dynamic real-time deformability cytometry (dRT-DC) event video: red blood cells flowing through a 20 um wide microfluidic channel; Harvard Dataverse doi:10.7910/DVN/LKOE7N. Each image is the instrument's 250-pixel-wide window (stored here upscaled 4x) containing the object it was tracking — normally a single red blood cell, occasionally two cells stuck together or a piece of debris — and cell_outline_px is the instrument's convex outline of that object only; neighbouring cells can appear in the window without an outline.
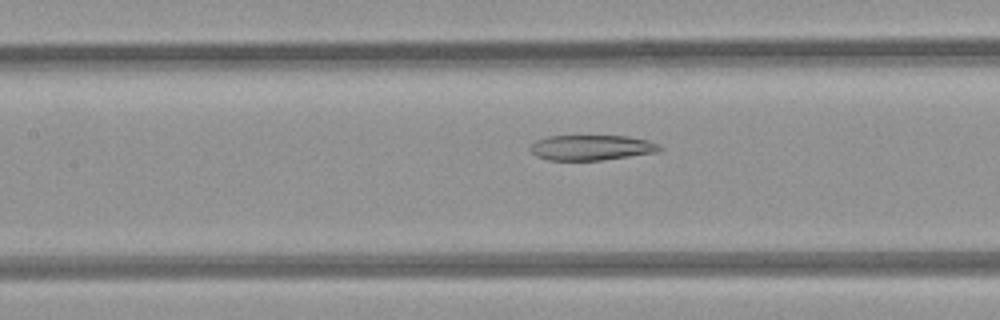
{"species": "common noctule bat (a hibernating species)", "species_latin": "Nyctalus noctula", "temperature_condition": "room temperature", "stored_images_in_passage": 40, "camera_frame_rate_fps": 3000, "um_per_image_px": 0.085, "animal": {"sex": "female", "body_mass_g": 21.9}, "frame": {"image": 1, "passage_image": 12, "time_ms": 3.667, "image_size_px": [1000, 320], "cell_outline_px": [[664, 148], [656, 152], [600, 160], [548, 160], [536, 156], [528, 148], [536, 140], [548, 136], [628, 136], [648, 140], [660, 144]], "centroid_in_image_um": [50.27, 12.54], "position_along_channel_um": 157.1, "area_um2": 19.02}}
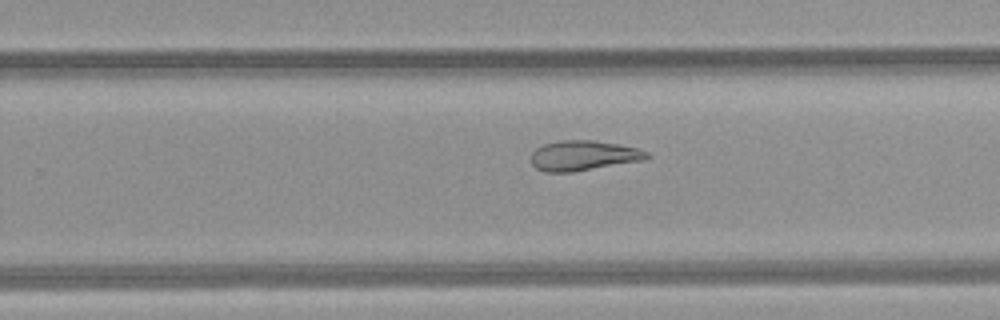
{"frame": {"image": 2, "passage_image": 21, "time_ms": 6.667, "image_size_px": [1000, 320], "cell_outline_px": [[652, 156], [644, 160], [572, 172], [544, 172], [536, 168], [532, 164], [532, 152], [536, 148], [544, 144], [560, 140], [592, 140], [616, 144], [636, 148], [648, 152]], "centroid_in_image_um": [49.58, 13.23], "position_along_channel_um": 280.2, "area_um2": 20.17}}
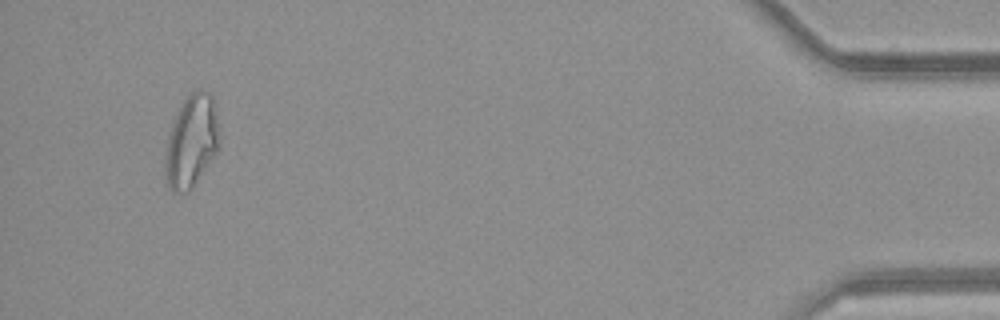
{"frame": {"image": 3, "passage_image": 37, "time_ms": 12.0, "image_size_px": [1000, 320], "cell_outline_px": [[220, 148], [192, 188], [188, 192], [172, 192], [164, 176], [164, 148], [172, 124], [184, 100], [196, 88], [204, 88], [212, 96], [216, 112], [220, 132]], "centroid_in_image_um": [16.28, 12.02], "position_along_channel_um": 418.9, "area_um2": 29.65}}